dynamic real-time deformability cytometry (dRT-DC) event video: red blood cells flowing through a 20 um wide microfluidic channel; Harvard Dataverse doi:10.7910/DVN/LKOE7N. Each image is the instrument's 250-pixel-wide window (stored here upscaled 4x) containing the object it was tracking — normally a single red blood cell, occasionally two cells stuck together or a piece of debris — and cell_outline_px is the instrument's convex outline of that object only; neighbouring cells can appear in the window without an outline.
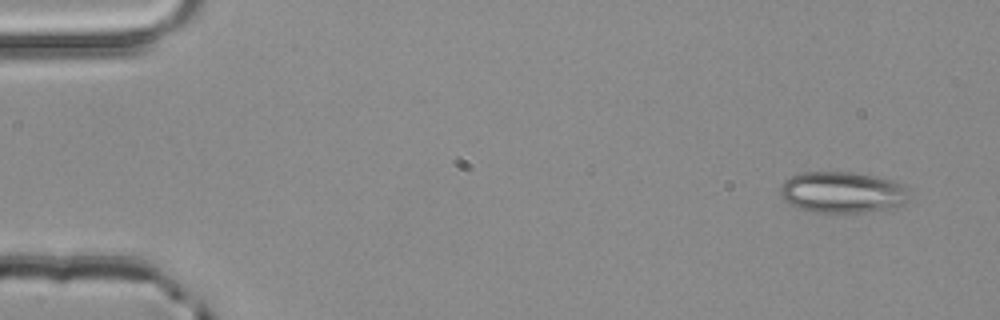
{"species": "common noctule bat (a hibernating species)", "species_latin": "Nyctalus noctula", "temperature_condition": "room temperature", "stored_images_in_passage": 4, "camera_frame_rate_fps": 3000, "um_per_image_px": 0.085, "animal": {"sex": "male", "body_mass_g": 20.4}, "frame": {"image": 1, "passage_image": 1, "time_ms": 0.0, "image_size_px": [1000, 320], "cell_outline_px": [[908, 200], [904, 204], [892, 212], [812, 212], [796, 208], [788, 204], [780, 196], [780, 188], [784, 180], [792, 176], [804, 172], [852, 172], [876, 176], [892, 180], [908, 188]], "centroid_in_image_um": [71.65, 16.38], "position_along_channel_um": 13.3, "area_um2": 31.79}}
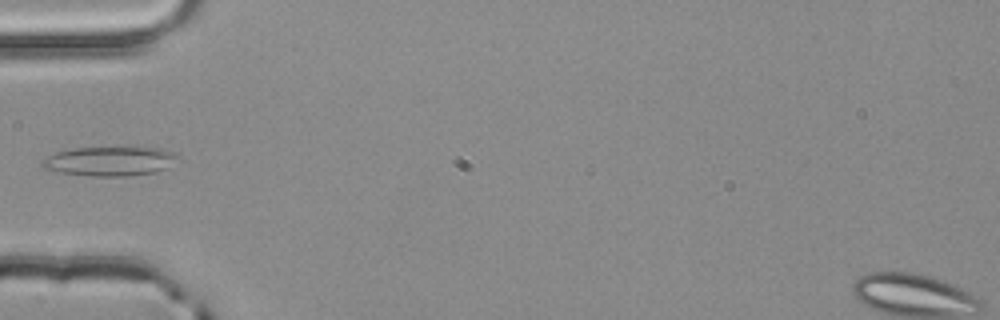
{"frame": {"image": 2, "passage_image": 4, "time_ms": 1.0, "image_size_px": [1000, 320], "cell_outline_px": [[176, 156], [164, 168], [156, 172], [128, 176], [92, 176], [60, 172], [44, 168], [40, 164], [44, 156], [56, 152], [72, 148], [164, 148], [172, 152]], "centroid_in_image_um": [9.22, 13.7], "position_along_channel_um": 75.8, "area_um2": 22.72}}